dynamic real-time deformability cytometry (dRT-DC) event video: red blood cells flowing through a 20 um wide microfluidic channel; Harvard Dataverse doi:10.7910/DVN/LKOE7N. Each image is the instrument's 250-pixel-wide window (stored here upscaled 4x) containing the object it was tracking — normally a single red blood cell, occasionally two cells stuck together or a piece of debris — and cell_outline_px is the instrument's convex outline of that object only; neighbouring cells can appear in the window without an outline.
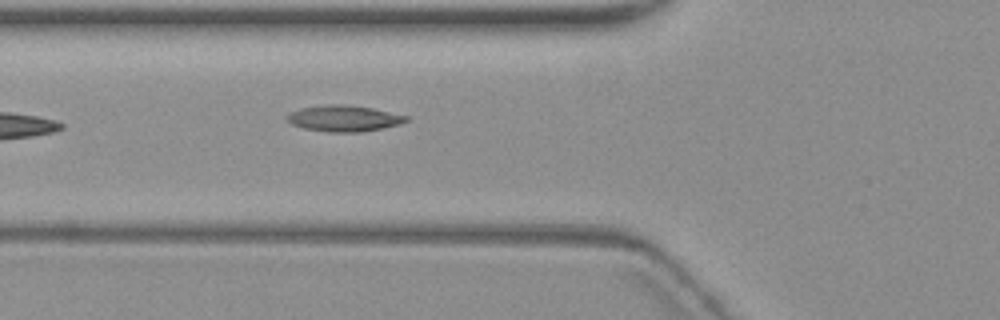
{"species": "common noctule bat (a hibernating species)", "species_latin": "Nyctalus noctula", "temperature_condition": "warm", "stored_images_in_passage": 6, "camera_frame_rate_fps": 3000, "um_per_image_px": 0.085, "animal": {"sex": "female", "body_mass_g": 19.3, "forearm_length_mm": 54.1}, "frame": {"image": 1, "passage_image": 6, "time_ms": 7.0, "image_size_px": [1000, 320], "cell_outline_px": [[408, 120], [400, 124], [364, 132], [328, 132], [304, 128], [292, 124], [288, 120], [288, 116], [292, 112], [300, 108], [328, 104], [344, 104], [372, 108], [408, 116]], "centroid_in_image_um": [29.26, 10.06], "position_along_channel_um": 96.5, "area_um2": 17.98}}